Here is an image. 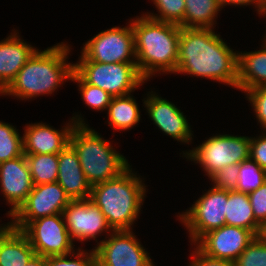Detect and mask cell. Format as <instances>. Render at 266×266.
Instances as JSON below:
<instances>
[{
	"label": "cell",
	"mask_w": 266,
	"mask_h": 266,
	"mask_svg": "<svg viewBox=\"0 0 266 266\" xmlns=\"http://www.w3.org/2000/svg\"><path fill=\"white\" fill-rule=\"evenodd\" d=\"M23 154V135L16 126L0 120V163Z\"/></svg>",
	"instance_id": "484cf974"
},
{
	"label": "cell",
	"mask_w": 266,
	"mask_h": 266,
	"mask_svg": "<svg viewBox=\"0 0 266 266\" xmlns=\"http://www.w3.org/2000/svg\"><path fill=\"white\" fill-rule=\"evenodd\" d=\"M74 71L86 83L105 90L113 97L129 95L147 83L136 63L77 61Z\"/></svg>",
	"instance_id": "52a82bcc"
},
{
	"label": "cell",
	"mask_w": 266,
	"mask_h": 266,
	"mask_svg": "<svg viewBox=\"0 0 266 266\" xmlns=\"http://www.w3.org/2000/svg\"><path fill=\"white\" fill-rule=\"evenodd\" d=\"M11 225V220L10 221H8L6 224H1L0 225V228H6V227H8V226H10Z\"/></svg>",
	"instance_id": "60d3db41"
},
{
	"label": "cell",
	"mask_w": 266,
	"mask_h": 266,
	"mask_svg": "<svg viewBox=\"0 0 266 266\" xmlns=\"http://www.w3.org/2000/svg\"><path fill=\"white\" fill-rule=\"evenodd\" d=\"M46 266H96V253L94 248L88 251L78 246L66 255L47 256Z\"/></svg>",
	"instance_id": "f546056e"
},
{
	"label": "cell",
	"mask_w": 266,
	"mask_h": 266,
	"mask_svg": "<svg viewBox=\"0 0 266 266\" xmlns=\"http://www.w3.org/2000/svg\"><path fill=\"white\" fill-rule=\"evenodd\" d=\"M221 10L219 0H185V15L181 27L215 28Z\"/></svg>",
	"instance_id": "cb8c5ba5"
},
{
	"label": "cell",
	"mask_w": 266,
	"mask_h": 266,
	"mask_svg": "<svg viewBox=\"0 0 266 266\" xmlns=\"http://www.w3.org/2000/svg\"><path fill=\"white\" fill-rule=\"evenodd\" d=\"M256 237L262 242L266 244V221L262 222L259 226V230L257 232Z\"/></svg>",
	"instance_id": "f35d334b"
},
{
	"label": "cell",
	"mask_w": 266,
	"mask_h": 266,
	"mask_svg": "<svg viewBox=\"0 0 266 266\" xmlns=\"http://www.w3.org/2000/svg\"><path fill=\"white\" fill-rule=\"evenodd\" d=\"M135 17L130 21L135 38L136 65L141 76L150 81L157 74H175L181 27L143 14Z\"/></svg>",
	"instance_id": "3957f363"
},
{
	"label": "cell",
	"mask_w": 266,
	"mask_h": 266,
	"mask_svg": "<svg viewBox=\"0 0 266 266\" xmlns=\"http://www.w3.org/2000/svg\"><path fill=\"white\" fill-rule=\"evenodd\" d=\"M228 190L213 186L199 196L186 211L176 215L177 220L186 228L191 245L204 234L226 225V202Z\"/></svg>",
	"instance_id": "ba28073f"
},
{
	"label": "cell",
	"mask_w": 266,
	"mask_h": 266,
	"mask_svg": "<svg viewBox=\"0 0 266 266\" xmlns=\"http://www.w3.org/2000/svg\"><path fill=\"white\" fill-rule=\"evenodd\" d=\"M182 156L199 164L208 179L225 166L240 164L249 158L250 137L216 134L191 150L182 151Z\"/></svg>",
	"instance_id": "8992f818"
},
{
	"label": "cell",
	"mask_w": 266,
	"mask_h": 266,
	"mask_svg": "<svg viewBox=\"0 0 266 266\" xmlns=\"http://www.w3.org/2000/svg\"><path fill=\"white\" fill-rule=\"evenodd\" d=\"M71 82L77 83L82 101L88 108L96 111H106L113 96L105 90L86 83L75 71L72 74Z\"/></svg>",
	"instance_id": "4316f807"
},
{
	"label": "cell",
	"mask_w": 266,
	"mask_h": 266,
	"mask_svg": "<svg viewBox=\"0 0 266 266\" xmlns=\"http://www.w3.org/2000/svg\"><path fill=\"white\" fill-rule=\"evenodd\" d=\"M259 136L250 137L249 157L266 171V131H261Z\"/></svg>",
	"instance_id": "e575fe53"
},
{
	"label": "cell",
	"mask_w": 266,
	"mask_h": 266,
	"mask_svg": "<svg viewBox=\"0 0 266 266\" xmlns=\"http://www.w3.org/2000/svg\"><path fill=\"white\" fill-rule=\"evenodd\" d=\"M78 61L98 63H136L135 38L129 20L127 26L102 30L87 40Z\"/></svg>",
	"instance_id": "9c48e42d"
},
{
	"label": "cell",
	"mask_w": 266,
	"mask_h": 266,
	"mask_svg": "<svg viewBox=\"0 0 266 266\" xmlns=\"http://www.w3.org/2000/svg\"><path fill=\"white\" fill-rule=\"evenodd\" d=\"M262 12H266V0H262Z\"/></svg>",
	"instance_id": "ab89813d"
},
{
	"label": "cell",
	"mask_w": 266,
	"mask_h": 266,
	"mask_svg": "<svg viewBox=\"0 0 266 266\" xmlns=\"http://www.w3.org/2000/svg\"><path fill=\"white\" fill-rule=\"evenodd\" d=\"M72 116L60 130L43 122L24 126L23 153L25 155L59 154L69 144L74 126L88 125L81 113L76 112Z\"/></svg>",
	"instance_id": "5bb4252c"
},
{
	"label": "cell",
	"mask_w": 266,
	"mask_h": 266,
	"mask_svg": "<svg viewBox=\"0 0 266 266\" xmlns=\"http://www.w3.org/2000/svg\"><path fill=\"white\" fill-rule=\"evenodd\" d=\"M259 50L238 51L237 90L242 93L259 86H266V39Z\"/></svg>",
	"instance_id": "ffe728a7"
},
{
	"label": "cell",
	"mask_w": 266,
	"mask_h": 266,
	"mask_svg": "<svg viewBox=\"0 0 266 266\" xmlns=\"http://www.w3.org/2000/svg\"><path fill=\"white\" fill-rule=\"evenodd\" d=\"M70 201L58 182L34 185L26 201L12 215L11 226L22 231L38 218L62 214Z\"/></svg>",
	"instance_id": "8fae6325"
},
{
	"label": "cell",
	"mask_w": 266,
	"mask_h": 266,
	"mask_svg": "<svg viewBox=\"0 0 266 266\" xmlns=\"http://www.w3.org/2000/svg\"><path fill=\"white\" fill-rule=\"evenodd\" d=\"M222 8L224 9L227 5L229 6H253L257 14L262 16V0H219Z\"/></svg>",
	"instance_id": "8d00e7d4"
},
{
	"label": "cell",
	"mask_w": 266,
	"mask_h": 266,
	"mask_svg": "<svg viewBox=\"0 0 266 266\" xmlns=\"http://www.w3.org/2000/svg\"><path fill=\"white\" fill-rule=\"evenodd\" d=\"M37 50V47L21 39L15 29L0 41V94Z\"/></svg>",
	"instance_id": "ac0fdd59"
},
{
	"label": "cell",
	"mask_w": 266,
	"mask_h": 266,
	"mask_svg": "<svg viewBox=\"0 0 266 266\" xmlns=\"http://www.w3.org/2000/svg\"><path fill=\"white\" fill-rule=\"evenodd\" d=\"M238 51L214 28H182L176 74L205 78L237 89Z\"/></svg>",
	"instance_id": "6da1fadb"
},
{
	"label": "cell",
	"mask_w": 266,
	"mask_h": 266,
	"mask_svg": "<svg viewBox=\"0 0 266 266\" xmlns=\"http://www.w3.org/2000/svg\"><path fill=\"white\" fill-rule=\"evenodd\" d=\"M255 220L261 224L266 221V182L253 192L248 193Z\"/></svg>",
	"instance_id": "836d02e7"
},
{
	"label": "cell",
	"mask_w": 266,
	"mask_h": 266,
	"mask_svg": "<svg viewBox=\"0 0 266 266\" xmlns=\"http://www.w3.org/2000/svg\"><path fill=\"white\" fill-rule=\"evenodd\" d=\"M239 176V164L225 166L217 171L209 179L214 188L224 190H235L237 188Z\"/></svg>",
	"instance_id": "d6a6232c"
},
{
	"label": "cell",
	"mask_w": 266,
	"mask_h": 266,
	"mask_svg": "<svg viewBox=\"0 0 266 266\" xmlns=\"http://www.w3.org/2000/svg\"><path fill=\"white\" fill-rule=\"evenodd\" d=\"M233 266H266V244L255 237L233 262Z\"/></svg>",
	"instance_id": "4dcf8cb0"
},
{
	"label": "cell",
	"mask_w": 266,
	"mask_h": 266,
	"mask_svg": "<svg viewBox=\"0 0 266 266\" xmlns=\"http://www.w3.org/2000/svg\"><path fill=\"white\" fill-rule=\"evenodd\" d=\"M25 266H46V257L35 254Z\"/></svg>",
	"instance_id": "74e56055"
},
{
	"label": "cell",
	"mask_w": 266,
	"mask_h": 266,
	"mask_svg": "<svg viewBox=\"0 0 266 266\" xmlns=\"http://www.w3.org/2000/svg\"><path fill=\"white\" fill-rule=\"evenodd\" d=\"M143 106L147 115L160 132L187 145L193 141V131L184 113L173 103L156 92H147Z\"/></svg>",
	"instance_id": "9a60e30c"
},
{
	"label": "cell",
	"mask_w": 266,
	"mask_h": 266,
	"mask_svg": "<svg viewBox=\"0 0 266 266\" xmlns=\"http://www.w3.org/2000/svg\"><path fill=\"white\" fill-rule=\"evenodd\" d=\"M93 248L96 266H155L133 230L112 231Z\"/></svg>",
	"instance_id": "30bf717a"
},
{
	"label": "cell",
	"mask_w": 266,
	"mask_h": 266,
	"mask_svg": "<svg viewBox=\"0 0 266 266\" xmlns=\"http://www.w3.org/2000/svg\"><path fill=\"white\" fill-rule=\"evenodd\" d=\"M255 237L249 229L224 225L204 234L194 245L209 257L233 263Z\"/></svg>",
	"instance_id": "2e32d148"
},
{
	"label": "cell",
	"mask_w": 266,
	"mask_h": 266,
	"mask_svg": "<svg viewBox=\"0 0 266 266\" xmlns=\"http://www.w3.org/2000/svg\"><path fill=\"white\" fill-rule=\"evenodd\" d=\"M34 185L54 183L58 177V154L25 155Z\"/></svg>",
	"instance_id": "d4e9b609"
},
{
	"label": "cell",
	"mask_w": 266,
	"mask_h": 266,
	"mask_svg": "<svg viewBox=\"0 0 266 266\" xmlns=\"http://www.w3.org/2000/svg\"><path fill=\"white\" fill-rule=\"evenodd\" d=\"M71 46L65 42L54 44L44 50H37L20 69L15 79L0 94L19 100L52 95L71 80L74 63L67 59Z\"/></svg>",
	"instance_id": "7a4b0ae2"
},
{
	"label": "cell",
	"mask_w": 266,
	"mask_h": 266,
	"mask_svg": "<svg viewBox=\"0 0 266 266\" xmlns=\"http://www.w3.org/2000/svg\"><path fill=\"white\" fill-rule=\"evenodd\" d=\"M131 167L91 189V201L99 207L113 231L133 230L146 198L148 186Z\"/></svg>",
	"instance_id": "277c9868"
},
{
	"label": "cell",
	"mask_w": 266,
	"mask_h": 266,
	"mask_svg": "<svg viewBox=\"0 0 266 266\" xmlns=\"http://www.w3.org/2000/svg\"><path fill=\"white\" fill-rule=\"evenodd\" d=\"M34 186L32 176L25 158L22 156L0 163V191L10 207L6 216L12 215L26 201Z\"/></svg>",
	"instance_id": "e0dca14e"
},
{
	"label": "cell",
	"mask_w": 266,
	"mask_h": 266,
	"mask_svg": "<svg viewBox=\"0 0 266 266\" xmlns=\"http://www.w3.org/2000/svg\"><path fill=\"white\" fill-rule=\"evenodd\" d=\"M225 218L226 225L249 229L257 235L260 224L254 218L247 193L228 190Z\"/></svg>",
	"instance_id": "603a6c76"
},
{
	"label": "cell",
	"mask_w": 266,
	"mask_h": 266,
	"mask_svg": "<svg viewBox=\"0 0 266 266\" xmlns=\"http://www.w3.org/2000/svg\"><path fill=\"white\" fill-rule=\"evenodd\" d=\"M193 247L194 249L189 255L191 261L188 266H233L231 261L209 257L201 252L195 245H193Z\"/></svg>",
	"instance_id": "d590c367"
},
{
	"label": "cell",
	"mask_w": 266,
	"mask_h": 266,
	"mask_svg": "<svg viewBox=\"0 0 266 266\" xmlns=\"http://www.w3.org/2000/svg\"><path fill=\"white\" fill-rule=\"evenodd\" d=\"M58 177L56 182L65 190L71 200L88 199L91 195V185L82 171L78 155L68 144L58 154Z\"/></svg>",
	"instance_id": "d6986e66"
},
{
	"label": "cell",
	"mask_w": 266,
	"mask_h": 266,
	"mask_svg": "<svg viewBox=\"0 0 266 266\" xmlns=\"http://www.w3.org/2000/svg\"><path fill=\"white\" fill-rule=\"evenodd\" d=\"M262 16H264L266 18V12H262ZM266 31V30H265ZM264 38L266 39V33H265V36Z\"/></svg>",
	"instance_id": "b9f144b4"
},
{
	"label": "cell",
	"mask_w": 266,
	"mask_h": 266,
	"mask_svg": "<svg viewBox=\"0 0 266 266\" xmlns=\"http://www.w3.org/2000/svg\"><path fill=\"white\" fill-rule=\"evenodd\" d=\"M69 144L78 155L82 171L92 186L119 176L130 164L112 142L89 125H75Z\"/></svg>",
	"instance_id": "5b68a950"
},
{
	"label": "cell",
	"mask_w": 266,
	"mask_h": 266,
	"mask_svg": "<svg viewBox=\"0 0 266 266\" xmlns=\"http://www.w3.org/2000/svg\"><path fill=\"white\" fill-rule=\"evenodd\" d=\"M158 13H143L146 17L156 21L183 25L185 15V0H151Z\"/></svg>",
	"instance_id": "f1b7e54d"
},
{
	"label": "cell",
	"mask_w": 266,
	"mask_h": 266,
	"mask_svg": "<svg viewBox=\"0 0 266 266\" xmlns=\"http://www.w3.org/2000/svg\"><path fill=\"white\" fill-rule=\"evenodd\" d=\"M63 217L70 238L80 243L95 240L102 234L105 238L113 231L99 207L88 199L71 200L63 210Z\"/></svg>",
	"instance_id": "4fadbf2b"
},
{
	"label": "cell",
	"mask_w": 266,
	"mask_h": 266,
	"mask_svg": "<svg viewBox=\"0 0 266 266\" xmlns=\"http://www.w3.org/2000/svg\"><path fill=\"white\" fill-rule=\"evenodd\" d=\"M35 255L26 235L11 225L0 228V266H25Z\"/></svg>",
	"instance_id": "44dd1931"
},
{
	"label": "cell",
	"mask_w": 266,
	"mask_h": 266,
	"mask_svg": "<svg viewBox=\"0 0 266 266\" xmlns=\"http://www.w3.org/2000/svg\"><path fill=\"white\" fill-rule=\"evenodd\" d=\"M139 105L133 94L113 97L107 108L108 126L115 131H127L141 120Z\"/></svg>",
	"instance_id": "7402d4cb"
},
{
	"label": "cell",
	"mask_w": 266,
	"mask_h": 266,
	"mask_svg": "<svg viewBox=\"0 0 266 266\" xmlns=\"http://www.w3.org/2000/svg\"><path fill=\"white\" fill-rule=\"evenodd\" d=\"M266 182V171L250 157L239 164V176L236 191L250 193Z\"/></svg>",
	"instance_id": "83f0119b"
},
{
	"label": "cell",
	"mask_w": 266,
	"mask_h": 266,
	"mask_svg": "<svg viewBox=\"0 0 266 266\" xmlns=\"http://www.w3.org/2000/svg\"><path fill=\"white\" fill-rule=\"evenodd\" d=\"M247 100L252 105L256 120L261 131H266V86H259L244 92Z\"/></svg>",
	"instance_id": "1f68e13d"
},
{
	"label": "cell",
	"mask_w": 266,
	"mask_h": 266,
	"mask_svg": "<svg viewBox=\"0 0 266 266\" xmlns=\"http://www.w3.org/2000/svg\"><path fill=\"white\" fill-rule=\"evenodd\" d=\"M22 232L28 238L36 255L44 257L66 255L76 250L67 231L63 214L31 221Z\"/></svg>",
	"instance_id": "7c38bea8"
}]
</instances>
